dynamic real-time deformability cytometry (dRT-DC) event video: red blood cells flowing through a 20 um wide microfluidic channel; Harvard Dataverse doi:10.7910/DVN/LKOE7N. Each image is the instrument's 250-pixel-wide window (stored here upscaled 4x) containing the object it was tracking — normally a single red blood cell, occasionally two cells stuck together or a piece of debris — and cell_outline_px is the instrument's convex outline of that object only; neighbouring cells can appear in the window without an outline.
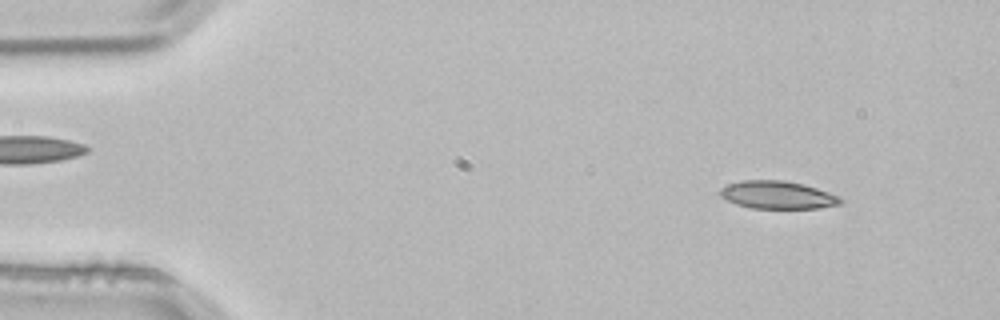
{"species": "common noctule bat (a hibernating species)", "species_latin": "Nyctalus noctula", "temperature_condition": "room temperature", "stored_images_in_passage": 3, "camera_frame_rate_fps": 3000, "um_per_image_px": 0.085, "animal": {"sex": "male", "body_mass_g": 21.5, "forearm_length_mm": 52.0}, "frame": {"image": 1, "passage_image": 1, "time_ms": 0.0, "image_size_px": [1000, 320], "cell_outline_px": [[844, 200], [840, 204], [820, 208], [752, 208], [736, 204], [720, 196], [720, 188], [728, 184], [744, 180], [780, 180], [804, 184], [840, 196]], "centroid_in_image_um": [66.11, 16.57], "position_along_channel_um": 18.9, "area_um2": 19.42}}
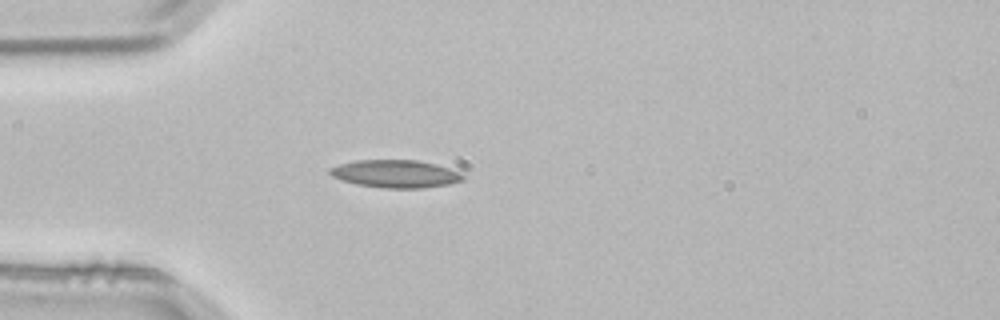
{"frame": {"image": 2, "passage_image": 3, "time_ms": 0.667, "image_size_px": [1000, 320], "cell_outline_px": [[464, 180], [448, 184], [424, 188], [384, 188], [356, 184], [332, 176], [328, 172], [328, 168], [340, 164], [356, 160], [416, 160], [436, 164], [460, 172], [464, 176]], "centroid_in_image_um": [33.62, 14.77], "position_along_channel_um": 51.4, "area_um2": 21.44}}